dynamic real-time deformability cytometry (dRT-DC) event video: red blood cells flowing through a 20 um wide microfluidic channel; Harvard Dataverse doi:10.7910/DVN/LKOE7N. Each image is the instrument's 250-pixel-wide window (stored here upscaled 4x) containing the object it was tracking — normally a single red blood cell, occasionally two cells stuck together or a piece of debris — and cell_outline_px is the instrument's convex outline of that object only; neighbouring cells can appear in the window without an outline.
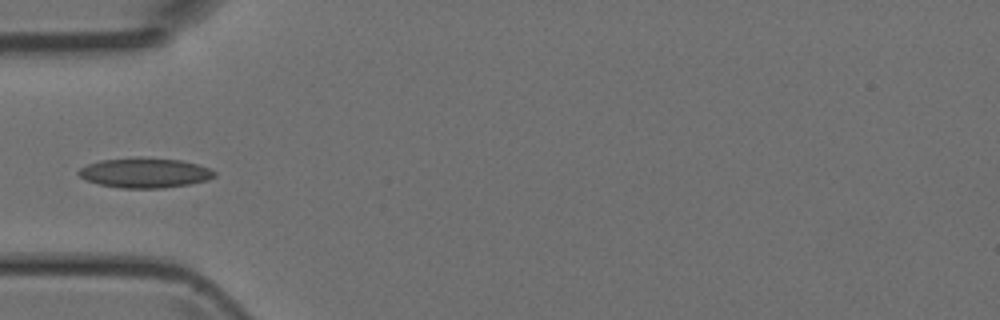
{"species": "Egyptian fruit bat (a non-hibernating species)", "species_latin": "Rousettus aegyptiacus", "temperature_condition": "room temperature", "stored_images_in_passage": 34, "camera_frame_rate_fps": 3000, "um_per_image_px": 0.085, "animal": {"sex": "female"}, "frame": {"image": 1, "passage_image": 1, "time_ms": 0.0, "image_size_px": [1000, 320], "cell_outline_px": [[216, 176], [208, 180], [188, 184], [164, 188], [120, 188], [96, 184], [84, 180], [76, 172], [80, 168], [88, 164], [100, 160], [136, 156], [140, 156], [180, 160], [212, 168], [216, 172]], "centroid_in_image_um": [12.29, 14.68], "position_along_channel_um": 72.7, "area_um2": 24.16}}
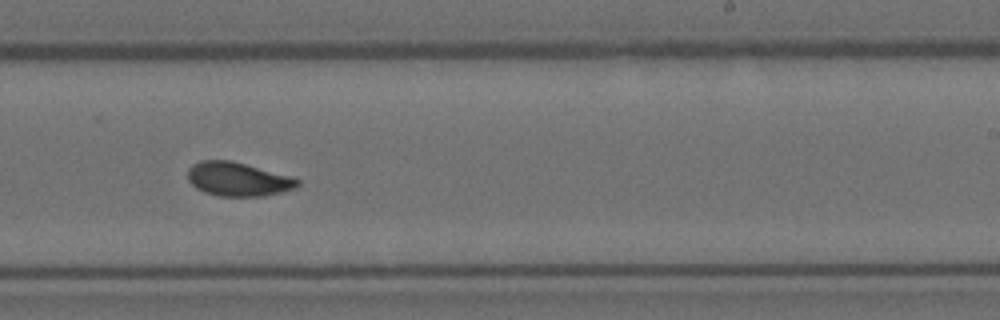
{"frame": {"image": 2, "passage_image": 15, "time_ms": 4.667, "image_size_px": [1000, 320], "cell_outline_px": [[300, 184], [296, 188], [284, 192], [264, 196], [220, 196], [204, 192], [196, 188], [188, 180], [188, 168], [192, 164], [200, 160], [232, 160], [296, 176], [300, 180]], "centroid_in_image_um": [20.3, 15.22], "position_along_channel_um": 268.7, "area_um2": 22.25}}
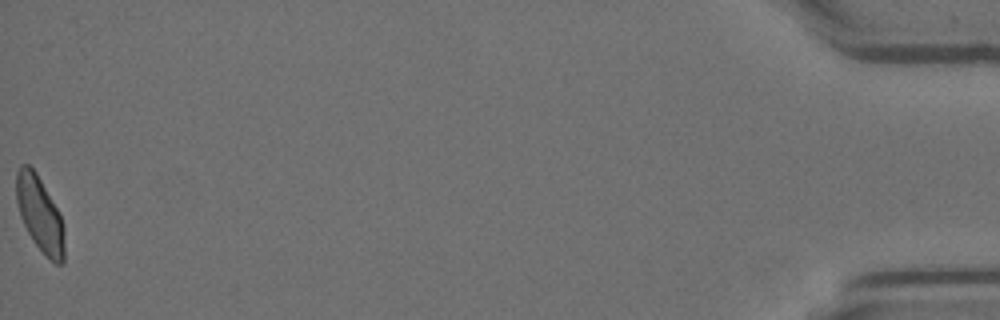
{"frame": {"image": 3, "passage_image": 34, "time_ms": 11.0, "image_size_px": [1000, 320], "cell_outline_px": [[64, 260], [60, 264], [56, 264], [32, 240], [20, 216], [16, 200], [16, 172], [20, 164], [28, 164], [36, 172], [56, 208], [64, 224]], "centroid_in_image_um": [3.37, 18.17], "position_along_channel_um": 431.8, "area_um2": 20.69}}